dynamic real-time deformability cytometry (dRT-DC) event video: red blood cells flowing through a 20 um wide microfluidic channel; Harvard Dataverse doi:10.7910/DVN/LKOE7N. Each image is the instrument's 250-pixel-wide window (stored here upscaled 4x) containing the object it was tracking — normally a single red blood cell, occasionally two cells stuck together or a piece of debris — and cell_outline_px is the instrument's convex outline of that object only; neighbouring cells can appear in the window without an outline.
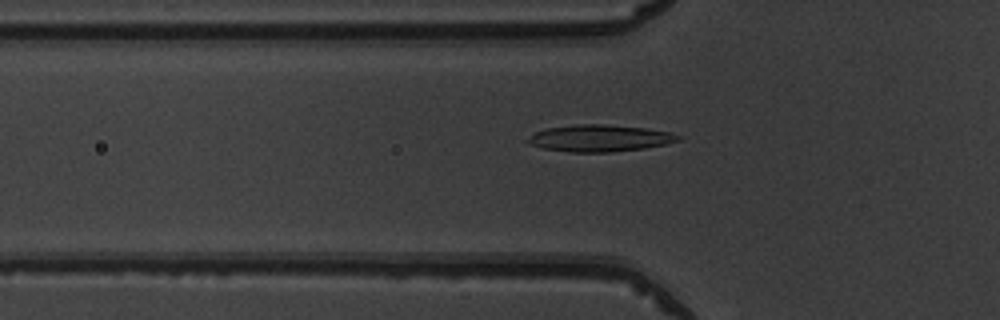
{"species": "common noctule bat (a hibernating species)", "species_latin": "Nyctalus noctula", "temperature_condition": "warm", "stored_images_in_passage": 52, "camera_frame_rate_fps": 3000, "um_per_image_px": 0.085, "animal": {"sex": "male", "body_mass_g": 19.5, "forearm_length_mm": 54.6}, "frame": {"image": 1, "passage_image": 18, "time_ms": 5.667, "image_size_px": [1000, 320], "cell_outline_px": [[684, 136], [680, 140], [664, 144], [644, 148], [608, 152], [572, 152], [540, 148], [524, 140], [536, 132], [544, 128], [576, 124], [604, 124], [648, 128], [668, 132]], "centroid_in_image_um": [50.96, 11.74], "position_along_channel_um": 74.8, "area_um2": 23.52}}
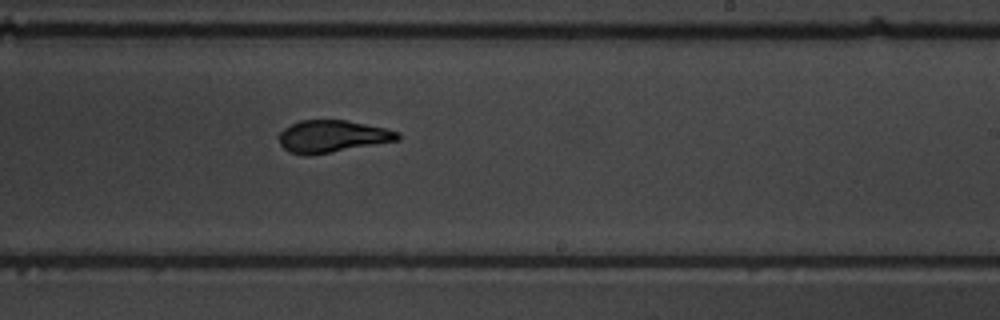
{"frame": {"image": 2, "passage_image": 32, "time_ms": 10.333, "image_size_px": [1000, 320], "cell_outline_px": [[400, 140], [332, 152], [308, 156], [288, 152], [280, 144], [276, 136], [284, 128], [300, 120], [348, 120], [384, 128], [400, 132]], "centroid_in_image_um": [28.22, 11.59], "position_along_channel_um": 260.8, "area_um2": 22.43}}
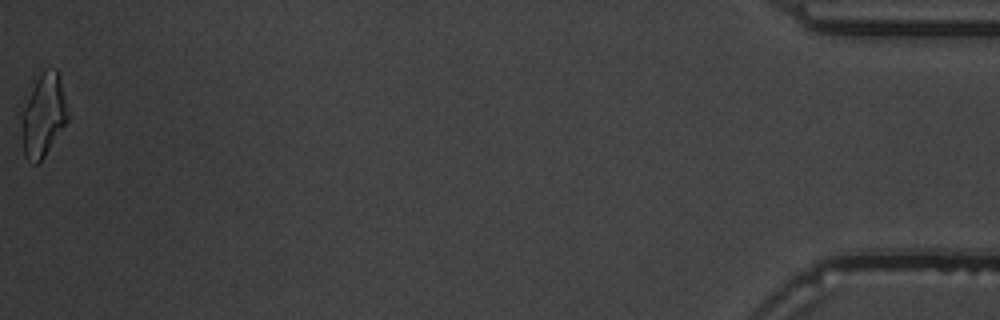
{"frame": {"image": 3, "passage_image": 52, "time_ms": 17.0, "image_size_px": [1000, 320], "cell_outline_px": [[68, 120], [44, 156], [36, 164], [32, 164], [24, 156], [16, 112], [36, 80], [44, 72], [56, 68], [60, 76], [68, 116]], "centroid_in_image_um": [3.58, 9.84], "position_along_channel_um": 431.6, "area_um2": 22.95}, "authors_computed_cell_mechanics": {"area_um2": 22.6287, "velocity_mm_per_s": 3.9787, "shape_relaxation_time_tau1_ms": 4.7571, "shape_relaxation_time_tau2_ms": 1.6935, "deformation_change_tau1": 0.1818, "deformation_change_tau2": 0.0825}}